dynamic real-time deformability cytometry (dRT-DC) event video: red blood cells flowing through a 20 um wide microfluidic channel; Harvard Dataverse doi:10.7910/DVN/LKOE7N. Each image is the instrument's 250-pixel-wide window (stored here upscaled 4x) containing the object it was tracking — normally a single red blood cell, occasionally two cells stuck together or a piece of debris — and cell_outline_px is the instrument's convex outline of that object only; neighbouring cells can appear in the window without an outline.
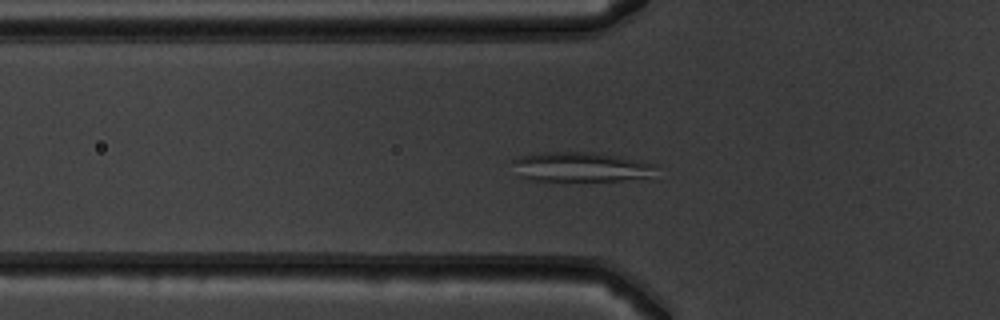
{"species": "common noctule bat (a hibernating species)", "species_latin": "Nyctalus noctula", "temperature_condition": "warm", "stored_images_in_passage": 45, "camera_frame_rate_fps": 3000, "um_per_image_px": 0.085, "animal": {"sex": "male", "body_mass_g": 19.5, "forearm_length_mm": 54.6}, "frame": {"image": 1, "passage_image": 11, "time_ms": 3.333, "image_size_px": [1000, 320], "cell_outline_px": [[660, 164], [644, 176], [620, 180], [528, 180], [516, 176], [512, 160], [520, 156], [544, 152], [596, 152]], "centroid_in_image_um": [49.25, 14.17], "position_along_channel_um": 76.5, "area_um2": 24.45}}
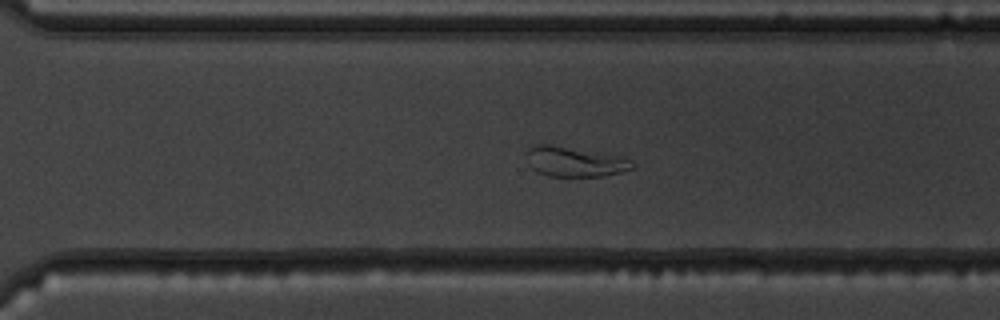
{"frame": {"image": 2, "passage_image": 30, "time_ms": 9.667, "image_size_px": [1000, 320], "cell_outline_px": [[636, 168], [604, 176], [548, 176], [536, 172], [528, 164], [528, 148], [536, 144], [548, 144], [628, 156], [636, 164]], "centroid_in_image_um": [48.94, 13.74], "position_along_channel_um": 321.7, "area_um2": 18.9}}
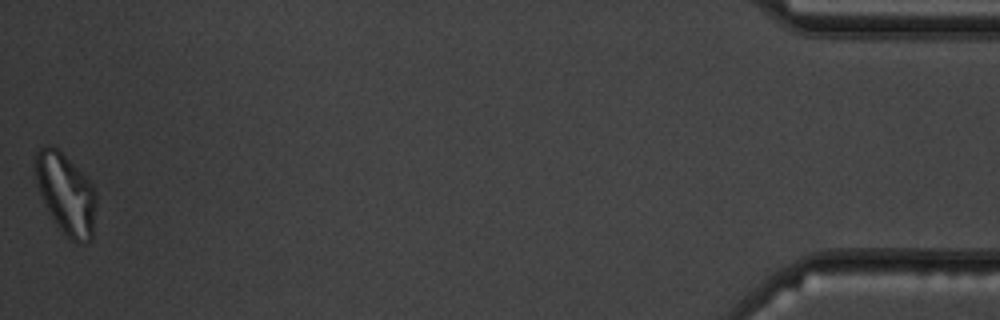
{"frame": {"image": 3, "passage_image": 45, "time_ms": 14.667, "image_size_px": [1000, 320], "cell_outline_px": [[96, 204], [92, 240], [84, 244], [72, 240], [64, 232], [52, 216], [44, 204], [36, 180], [36, 152], [40, 148], [48, 144], [56, 148], [88, 176], [96, 192]], "centroid_in_image_um": [5.65, 16.46], "position_along_channel_um": 429.6, "area_um2": 28.38}}